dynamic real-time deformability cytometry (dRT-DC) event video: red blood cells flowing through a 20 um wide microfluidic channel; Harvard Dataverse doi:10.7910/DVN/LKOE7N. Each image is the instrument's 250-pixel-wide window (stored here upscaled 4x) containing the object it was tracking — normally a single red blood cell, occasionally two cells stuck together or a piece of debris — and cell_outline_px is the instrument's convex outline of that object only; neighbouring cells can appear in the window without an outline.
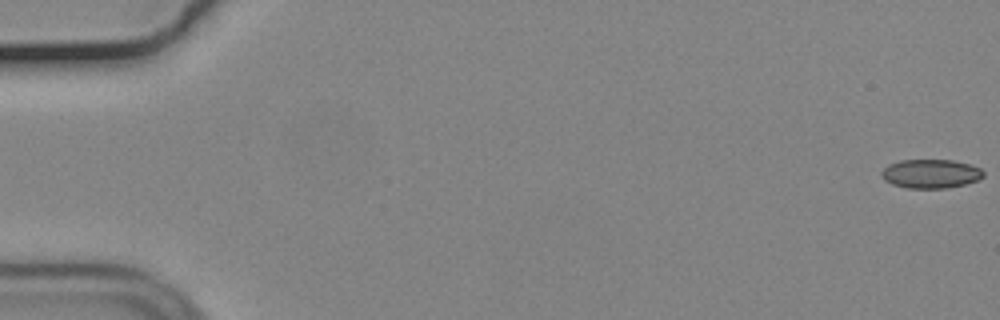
{"species": "common noctule bat (a hibernating species)", "species_latin": "Nyctalus noctula", "temperature_condition": "cold", "stored_images_in_passage": 49, "camera_frame_rate_fps": 3000, "um_per_image_px": 0.085, "animal": {"sex": "male", "body_mass_g": 19.2, "forearm_length_mm": 51.8}, "frame": {"image": 1, "passage_image": 1, "time_ms": 0.0, "image_size_px": [1000, 320], "cell_outline_px": [[984, 176], [976, 180], [964, 184], [944, 188], [908, 188], [892, 184], [884, 180], [880, 176], [880, 172], [888, 164], [900, 160], [952, 160], [968, 164], [980, 168], [984, 172]], "centroid_in_image_um": [79.06, 14.76], "position_along_channel_um": 5.9, "area_um2": 17.11}}
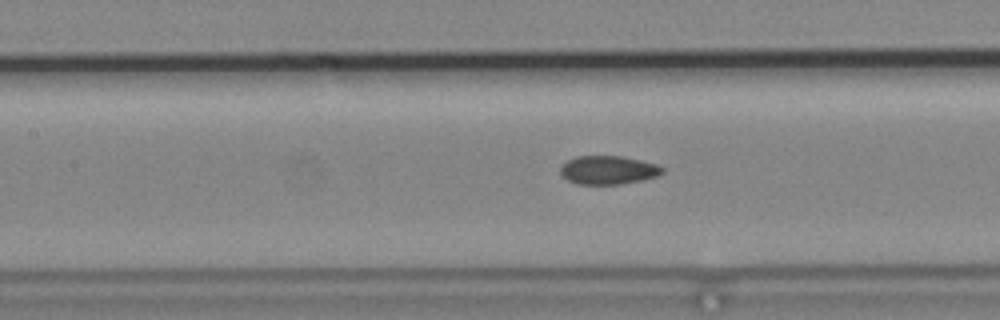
{"frame": {"image": 2, "passage_image": 26, "time_ms": 8.333, "image_size_px": [1000, 320], "cell_outline_px": [[664, 172], [656, 176], [644, 180], [620, 184], [576, 184], [568, 180], [560, 172], [560, 164], [576, 156], [620, 156], [640, 160], [656, 164], [664, 168]], "centroid_in_image_um": [51.68, 14.45], "position_along_channel_um": 155.7, "area_um2": 16.99}}
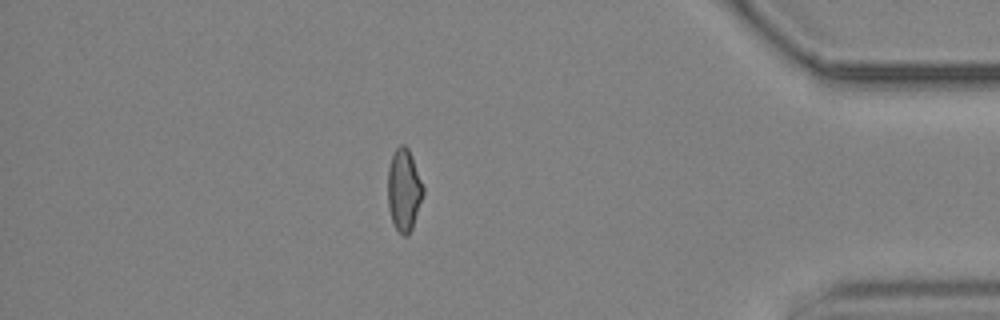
{"frame": {"image": 3, "passage_image": 49, "time_ms": 16.0, "image_size_px": [1000, 320], "cell_outline_px": [[424, 192], [412, 228], [408, 236], [404, 236], [396, 228], [392, 220], [388, 208], [388, 168], [392, 156], [396, 148], [400, 144], [404, 144], [408, 148], [412, 156], [424, 188]], "centroid_in_image_um": [34.33, 16.13], "position_along_channel_um": 400.9, "area_um2": 16.82}, "authors_computed_cell_mechanics": {"area_um2": 17.34, "velocity_mm_per_s": 3.7145, "shape_relaxation_time_tau1_ms": null, "shape_relaxation_time_tau2_ms": 3.0877, "deformation_change_tau1": null, "deformation_change_tau2": 0.0651}}